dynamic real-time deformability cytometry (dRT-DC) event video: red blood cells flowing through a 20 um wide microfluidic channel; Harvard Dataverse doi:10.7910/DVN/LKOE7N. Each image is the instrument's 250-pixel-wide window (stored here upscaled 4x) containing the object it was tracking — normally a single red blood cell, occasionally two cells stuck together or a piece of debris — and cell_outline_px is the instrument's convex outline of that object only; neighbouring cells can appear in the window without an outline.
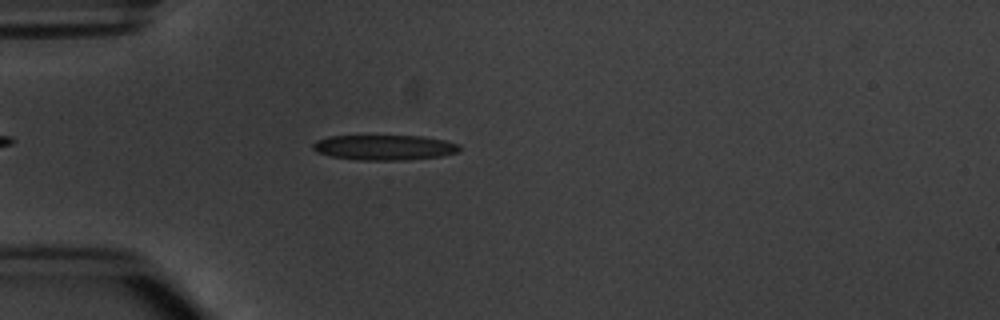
{"species": "common noctule bat (a hibernating species)", "species_latin": "Nyctalus noctula", "temperature_condition": "warm", "stored_images_in_passage": 1, "camera_frame_rate_fps": 3000, "um_per_image_px": 0.085, "animal": {"sex": "male", "body_mass_g": 20.1, "forearm_length_mm": 53.5}, "frame": {"image": 1, "passage_image": 1, "time_ms": 0.0, "image_size_px": [1000, 320], "cell_outline_px": [[460, 148], [456, 152], [444, 156], [408, 160], [356, 160], [332, 156], [316, 152], [312, 148], [312, 144], [316, 140], [328, 136], [420, 136], [444, 140], [460, 144]], "centroid_in_image_um": [32.66, 12.54], "position_along_channel_um": 52.3, "area_um2": 21.62}}